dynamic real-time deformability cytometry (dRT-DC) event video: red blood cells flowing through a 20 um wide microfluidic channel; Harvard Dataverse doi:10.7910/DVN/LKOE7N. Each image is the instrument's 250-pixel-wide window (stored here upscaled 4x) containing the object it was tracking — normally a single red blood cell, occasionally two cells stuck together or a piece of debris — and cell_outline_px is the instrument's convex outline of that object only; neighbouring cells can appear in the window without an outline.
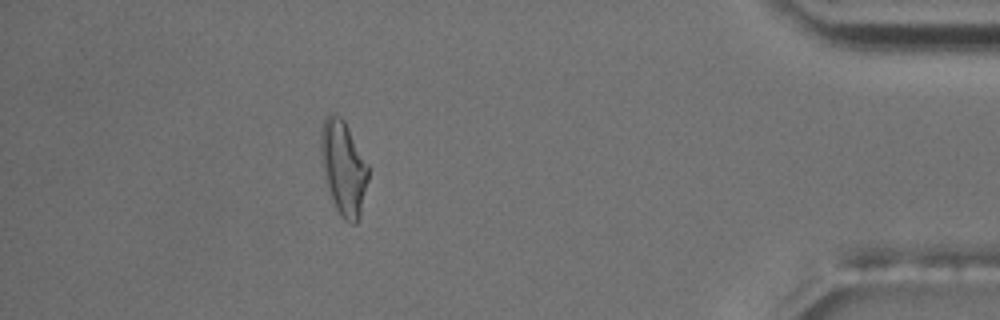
{"species": "common noctule bat (a hibernating species)", "species_latin": "Nyctalus noctula", "temperature_condition": "room temperature", "stored_images_in_passage": 43, "camera_frame_rate_fps": 3000, "um_per_image_px": 0.085, "animal": {"sex": "male", "body_mass_g": 17.5, "forearm_length_mm": 52.3}, "frame": {"image": 1, "passage_image": 37, "time_ms": 12.0, "image_size_px": [1000, 320], "cell_outline_px": [[368, 180], [360, 216], [356, 224], [352, 224], [344, 220], [340, 216], [336, 208], [324, 180], [320, 152], [320, 132], [324, 120], [328, 112], [332, 112], [340, 116], [344, 120], [368, 164]], "centroid_in_image_um": [29.17, 14.25], "position_along_channel_um": 406.0, "area_um2": 26.3}, "authors_computed_cell_mechanics": {"area_um2": 23.0622, "velocity_mm_per_s": 3.7144, "shape_relaxation_time_tau1_ms": null, "shape_relaxation_time_tau2_ms": 3.0842, "deformation_change_tau1": null, "deformation_change_tau2": 0.1163}}